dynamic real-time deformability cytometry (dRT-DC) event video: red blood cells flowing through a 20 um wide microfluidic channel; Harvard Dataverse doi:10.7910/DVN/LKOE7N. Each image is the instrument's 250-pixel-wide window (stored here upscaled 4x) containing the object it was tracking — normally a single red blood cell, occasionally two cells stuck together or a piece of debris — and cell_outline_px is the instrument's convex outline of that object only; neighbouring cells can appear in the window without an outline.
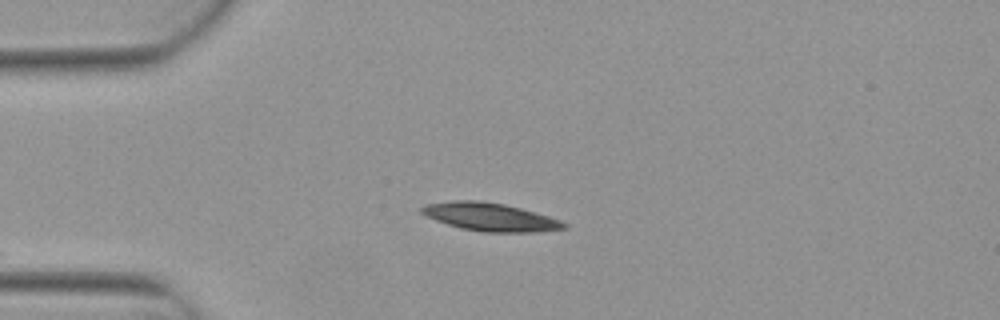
{"species": "Egyptian fruit bat (a non-hibernating species)", "species_latin": "Rousettus aegyptiacus", "temperature_condition": "warm", "stored_images_in_passage": 4, "camera_frame_rate_fps": 3000, "um_per_image_px": 0.085, "animal": {"sex": "female"}, "frame": {"image": 1, "passage_image": 3, "time_ms": 0.667, "image_size_px": [1000, 320], "cell_outline_px": [[568, 228], [536, 232], [484, 232], [460, 228], [436, 220], [420, 212], [420, 208], [424, 204], [452, 200], [476, 200], [504, 204], [536, 212], [560, 220], [568, 224]], "centroid_in_image_um": [41.67, 18.44], "position_along_channel_um": 43.3, "area_um2": 23.29}}